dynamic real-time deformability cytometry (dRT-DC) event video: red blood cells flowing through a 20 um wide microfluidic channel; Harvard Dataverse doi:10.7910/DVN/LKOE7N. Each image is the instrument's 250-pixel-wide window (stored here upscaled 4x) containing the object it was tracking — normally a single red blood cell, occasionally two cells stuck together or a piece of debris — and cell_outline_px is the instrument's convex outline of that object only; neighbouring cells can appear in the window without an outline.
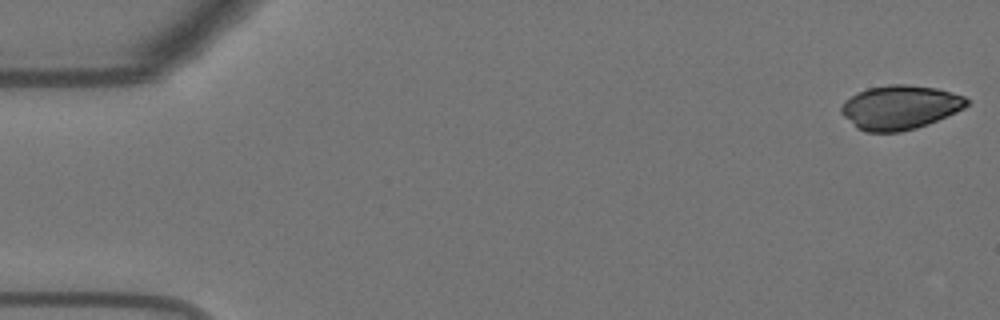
{"species": "Egyptian fruit bat (a non-hibernating species)", "species_latin": "Rousettus aegyptiacus", "temperature_condition": "warm", "stored_images_in_passage": 15, "camera_frame_rate_fps": 3000, "um_per_image_px": 0.085, "animal": {"sex": "female"}, "frame": {"image": 1, "passage_image": 1, "time_ms": 0.0, "image_size_px": [1000, 320], "cell_outline_px": [[972, 100], [964, 108], [956, 112], [928, 124], [916, 128], [900, 132], [864, 132], [856, 128], [840, 112], [840, 108], [844, 100], [856, 92], [868, 88], [888, 84], [908, 84], [936, 88], [964, 96]], "centroid_in_image_um": [76.48, 9.12], "position_along_channel_um": 8.5, "area_um2": 32.54}}